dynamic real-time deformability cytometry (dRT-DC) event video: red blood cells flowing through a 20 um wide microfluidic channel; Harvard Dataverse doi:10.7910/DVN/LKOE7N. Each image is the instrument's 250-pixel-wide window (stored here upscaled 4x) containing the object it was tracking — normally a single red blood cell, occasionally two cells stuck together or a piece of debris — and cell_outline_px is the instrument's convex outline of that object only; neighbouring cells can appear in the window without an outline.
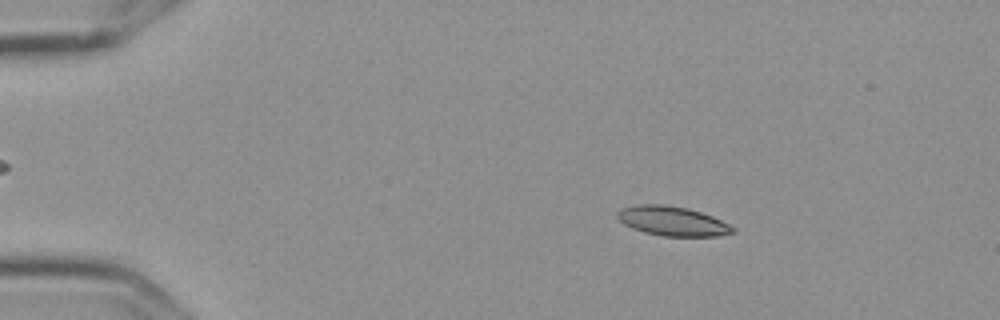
{"species": "Egyptian fruit bat (a non-hibernating species)", "species_latin": "Rousettus aegyptiacus", "temperature_condition": "cold", "stored_images_in_passage": 15, "camera_frame_rate_fps": 3000, "um_per_image_px": 0.085, "frame": {"image": 1, "passage_image": 3, "time_ms": 0.667, "image_size_px": [1000, 320], "cell_outline_px": [[736, 232], [720, 236], [664, 236], [644, 232], [632, 228], [624, 224], [616, 216], [616, 212], [624, 208], [640, 204], [664, 204], [688, 208], [712, 216], [736, 228]], "centroid_in_image_um": [57.18, 18.79], "position_along_channel_um": 27.8, "area_um2": 19.77}}
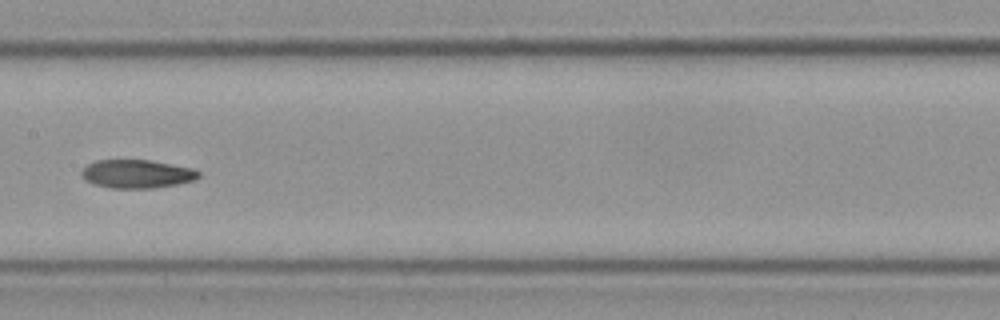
{"frame": {"image": 2, "passage_image": 8, "time_ms": 2.333, "image_size_px": [1000, 320], "cell_outline_px": [[200, 176], [196, 180], [176, 184], [152, 188], [112, 188], [92, 184], [84, 180], [80, 172], [88, 164], [96, 160], [148, 160], [192, 168], [200, 172]], "centroid_in_image_um": [11.61, 14.79], "position_along_channel_um": 195.8, "area_um2": 19.36}}
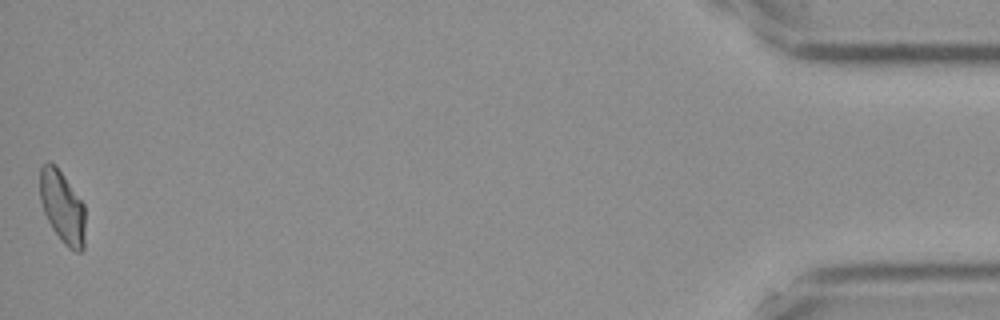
{"frame": {"image": 3, "passage_image": 15, "time_ms": 4.667, "image_size_px": [1000, 320], "cell_outline_px": [[84, 248], [80, 252], [76, 252], [68, 248], [64, 244], [52, 228], [44, 212], [40, 200], [40, 168], [48, 160], [56, 164], [84, 204]], "centroid_in_image_um": [5.29, 17.57], "position_along_channel_um": 429.9, "area_um2": 19.13}}